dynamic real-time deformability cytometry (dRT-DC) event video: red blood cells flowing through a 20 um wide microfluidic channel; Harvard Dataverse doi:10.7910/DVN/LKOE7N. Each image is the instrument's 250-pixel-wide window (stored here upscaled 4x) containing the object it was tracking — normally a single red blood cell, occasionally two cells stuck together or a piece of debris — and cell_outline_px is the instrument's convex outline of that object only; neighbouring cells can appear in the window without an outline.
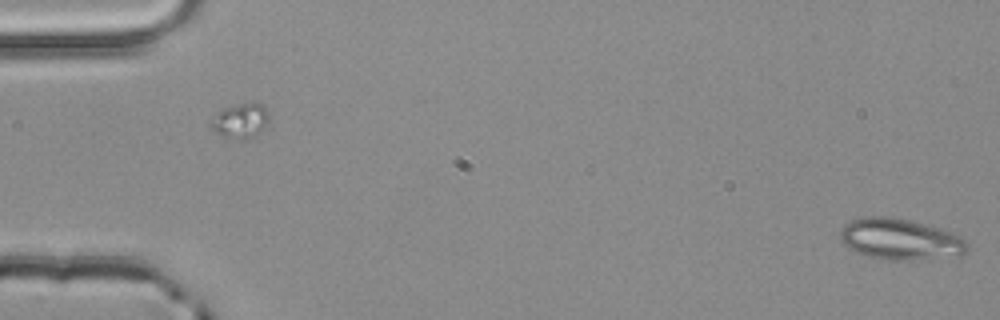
{"species": "common noctule bat (a hibernating species)", "species_latin": "Nyctalus noctula", "temperature_condition": "room temperature", "stored_images_in_passage": 2, "segment_of_instrument_passage": [2, 2], "camera_frame_rate_fps": 3000, "um_per_image_px": 0.085, "animal": {"sex": "male", "body_mass_g": 20.4}, "frame": {"image": 1, "passage_image": 2, "time_ms": 0.333, "image_size_px": [1000, 320], "cell_outline_px": [[968, 248], [960, 256], [912, 260], [884, 260], [868, 256], [856, 252], [848, 248], [840, 240], [840, 232], [844, 224], [852, 220], [864, 216], [884, 216], [908, 220], [924, 224], [960, 236], [968, 244]], "centroid_in_image_um": [76.48, 20.35], "position_along_channel_um": 8.5, "area_um2": 30.35}}